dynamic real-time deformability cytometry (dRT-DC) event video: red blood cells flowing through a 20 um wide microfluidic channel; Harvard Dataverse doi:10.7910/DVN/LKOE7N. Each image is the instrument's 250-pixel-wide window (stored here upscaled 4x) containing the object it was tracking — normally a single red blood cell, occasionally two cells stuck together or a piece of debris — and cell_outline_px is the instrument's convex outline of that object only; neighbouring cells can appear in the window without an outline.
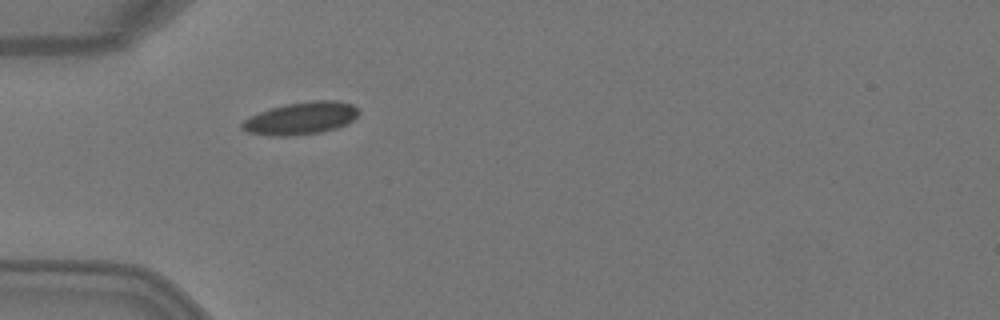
{"species": "Egyptian fruit bat (a non-hibernating species)", "species_latin": "Rousettus aegyptiacus", "temperature_condition": "warm", "stored_images_in_passage": 1, "camera_frame_rate_fps": 3000, "um_per_image_px": 0.085, "animal": {"sex": "female"}, "frame": {"image": 1, "passage_image": 1, "time_ms": 0.0, "image_size_px": [1000, 320], "cell_outline_px": [[360, 112], [348, 124], [336, 128], [320, 132], [288, 136], [272, 136], [248, 132], [240, 128], [240, 124], [248, 116], [268, 108], [288, 104], [316, 100], [336, 100], [352, 104]], "centroid_in_image_um": [25.55, 10.05], "position_along_channel_um": 59.5, "area_um2": 22.08}}